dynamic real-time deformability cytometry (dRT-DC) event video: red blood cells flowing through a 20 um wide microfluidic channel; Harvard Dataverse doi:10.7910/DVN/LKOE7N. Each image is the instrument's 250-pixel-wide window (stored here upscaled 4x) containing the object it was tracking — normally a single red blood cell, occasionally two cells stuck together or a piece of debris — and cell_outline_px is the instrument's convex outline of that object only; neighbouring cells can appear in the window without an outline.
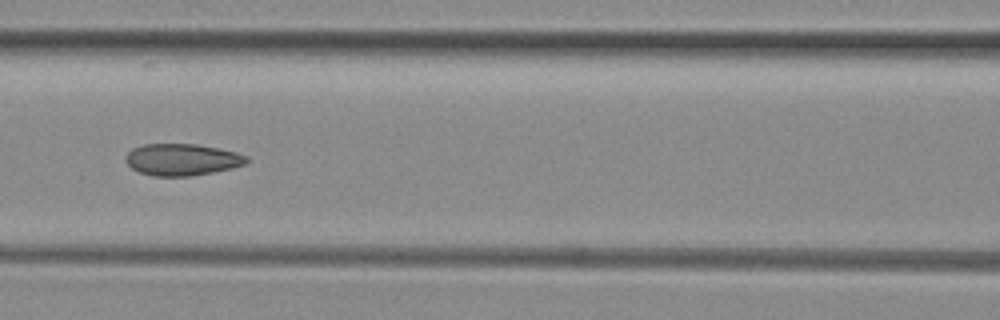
{"species": "common noctule bat (a hibernating species)", "species_latin": "Nyctalus noctula", "temperature_condition": "room temperature", "stored_images_in_passage": 36, "camera_frame_rate_fps": 3000, "um_per_image_px": 0.085, "animal": {"sex": "female", "body_mass_g": 29.2, "forearm_length_mm": 56.3}, "frame": {"image": 1, "passage_image": 16, "time_ms": 5.0, "image_size_px": [1000, 320], "cell_outline_px": [[248, 160], [244, 164], [232, 168], [212, 172], [188, 176], [152, 176], [140, 172], [132, 168], [124, 160], [124, 156], [132, 148], [144, 144], [196, 144], [236, 152], [248, 156]], "centroid_in_image_um": [15.44, 13.56], "position_along_channel_um": 151.2, "area_um2": 22.31}}
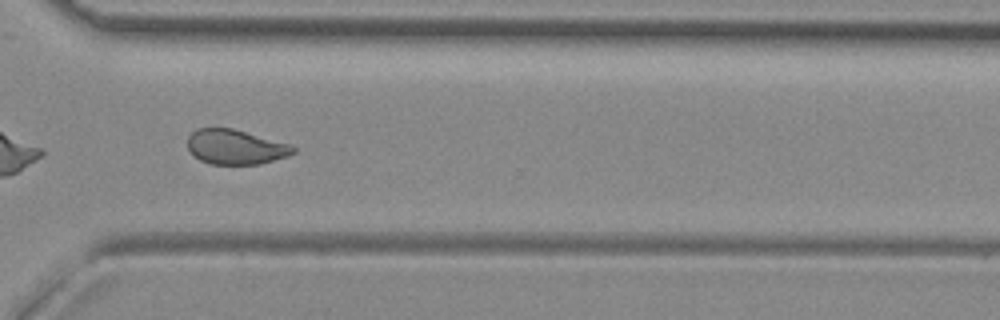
{"frame": {"image": 2, "passage_image": 31, "time_ms": 10.0, "image_size_px": [1000, 320], "cell_outline_px": [[296, 152], [288, 156], [260, 164], [212, 164], [200, 160], [188, 152], [188, 136], [196, 128], [232, 128], [292, 144], [296, 148]], "centroid_in_image_um": [20.03, 12.49], "position_along_channel_um": 350.6, "area_um2": 21.62}}